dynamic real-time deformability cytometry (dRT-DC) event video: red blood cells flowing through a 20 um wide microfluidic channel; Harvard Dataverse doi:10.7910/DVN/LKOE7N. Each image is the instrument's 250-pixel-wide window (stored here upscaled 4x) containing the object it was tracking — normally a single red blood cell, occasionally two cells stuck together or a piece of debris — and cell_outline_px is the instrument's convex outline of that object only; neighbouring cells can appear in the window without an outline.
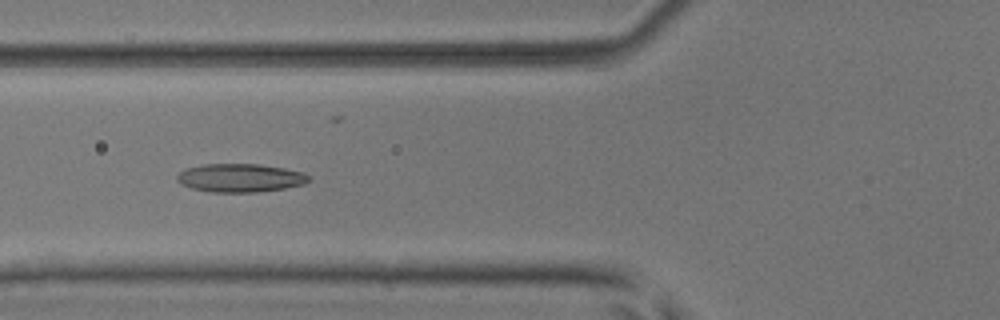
{"species": "common noctule bat (a hibernating species)", "species_latin": "Nyctalus noctula", "temperature_condition": "room temperature", "stored_images_in_passage": 38, "camera_frame_rate_fps": 3000, "um_per_image_px": 0.085, "animal": {"sex": "male", "body_mass_g": 17.9, "forearm_length_mm": 54.2}, "frame": {"image": 1, "passage_image": 16, "time_ms": 5.0, "image_size_px": [1000, 320], "cell_outline_px": [[312, 180], [304, 184], [284, 188], [260, 192], [208, 192], [192, 188], [180, 184], [176, 180], [176, 176], [184, 168], [204, 164], [256, 164], [284, 168], [304, 172], [312, 176]], "centroid_in_image_um": [20.43, 15.12], "position_along_channel_um": 105.4, "area_um2": 22.08}}
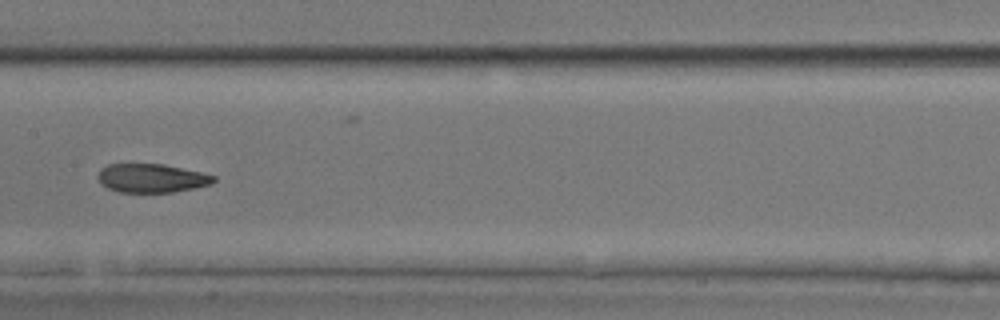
{"frame": {"image": 2, "passage_image": 23, "time_ms": 7.333, "image_size_px": [1000, 320], "cell_outline_px": [[216, 180], [212, 184], [196, 188], [172, 192], [120, 192], [108, 188], [100, 184], [96, 176], [100, 168], [108, 164], [164, 164], [204, 172], [216, 176]], "centroid_in_image_um": [12.9, 15.14], "position_along_channel_um": 194.5, "area_um2": 19.71}}
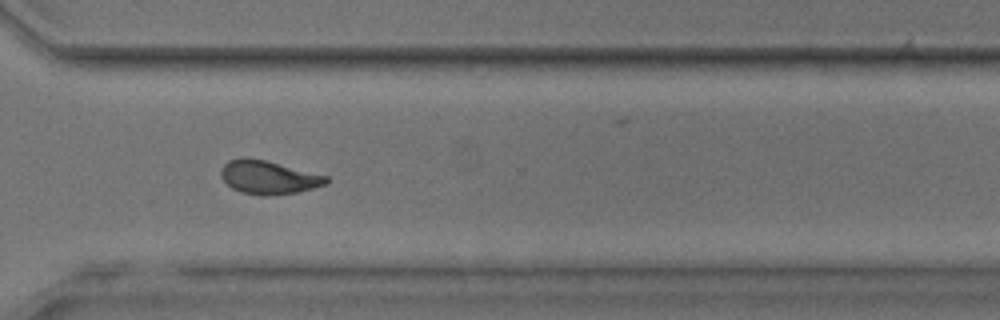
{"frame": {"image": 3, "passage_image": 35, "time_ms": 11.333, "image_size_px": [1000, 320], "cell_outline_px": [[328, 184], [296, 192], [268, 196], [260, 196], [240, 192], [232, 188], [220, 176], [220, 168], [228, 160], [244, 156], [264, 160], [328, 176]], "centroid_in_image_um": [22.78, 15.07], "position_along_channel_um": 347.8, "area_um2": 20.58}, "authors_computed_cell_mechanics": {"area_um2": 20.6635, "velocity_mm_per_s": 3.8252, "shape_relaxation_time_tau1_ms": 10.4833, "shape_relaxation_time_tau2_ms": 2.348, "deformation_change_tau1": 0.2275, "deformation_change_tau2": 0.0927}}